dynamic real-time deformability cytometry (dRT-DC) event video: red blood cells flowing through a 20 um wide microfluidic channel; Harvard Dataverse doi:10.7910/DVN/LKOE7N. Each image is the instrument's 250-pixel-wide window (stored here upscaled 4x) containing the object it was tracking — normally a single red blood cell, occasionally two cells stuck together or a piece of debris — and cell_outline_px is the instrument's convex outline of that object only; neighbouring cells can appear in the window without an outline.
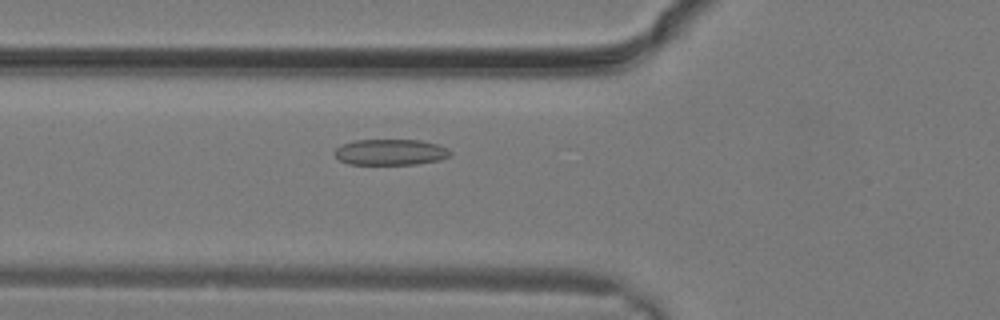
{"species": "common noctule bat (a hibernating species)", "species_latin": "Nyctalus noctula", "temperature_condition": "warm", "stored_images_in_passage": 5, "camera_frame_rate_fps": 3000, "um_per_image_px": 0.085, "animal": {"sex": "male", "body_mass_g": 19.2, "forearm_length_mm": 51.8}, "frame": {"image": 1, "passage_image": 3, "time_ms": 0.667, "image_size_px": [1000, 320], "cell_outline_px": [[452, 152], [448, 156], [440, 160], [416, 164], [348, 164], [340, 160], [332, 152], [336, 148], [344, 144], [356, 140], [420, 140], [436, 144], [448, 148]], "centroid_in_image_um": [33.19, 12.93], "position_along_channel_um": 92.6, "area_um2": 17.4}}
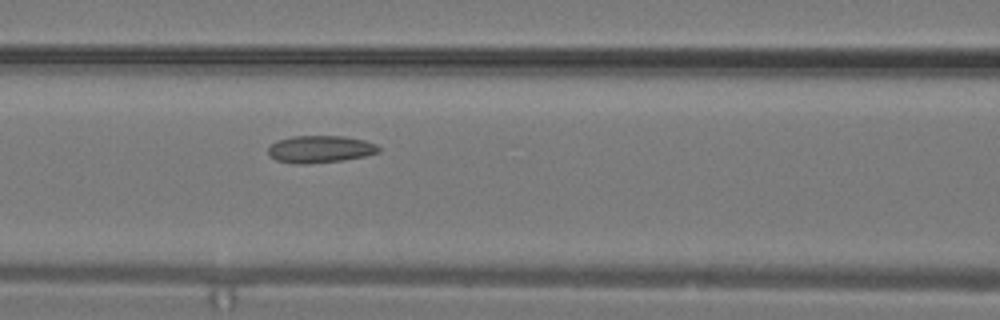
{"frame": {"image": 2, "passage_image": 5, "time_ms": 1.333, "image_size_px": [1000, 320], "cell_outline_px": [[380, 152], [364, 156], [340, 160], [308, 164], [292, 164], [276, 160], [268, 156], [268, 148], [276, 140], [292, 136], [344, 136], [364, 140], [376, 144], [380, 148]], "centroid_in_image_um": [27.17, 12.68], "position_along_channel_um": 139.4, "area_um2": 17.63}}